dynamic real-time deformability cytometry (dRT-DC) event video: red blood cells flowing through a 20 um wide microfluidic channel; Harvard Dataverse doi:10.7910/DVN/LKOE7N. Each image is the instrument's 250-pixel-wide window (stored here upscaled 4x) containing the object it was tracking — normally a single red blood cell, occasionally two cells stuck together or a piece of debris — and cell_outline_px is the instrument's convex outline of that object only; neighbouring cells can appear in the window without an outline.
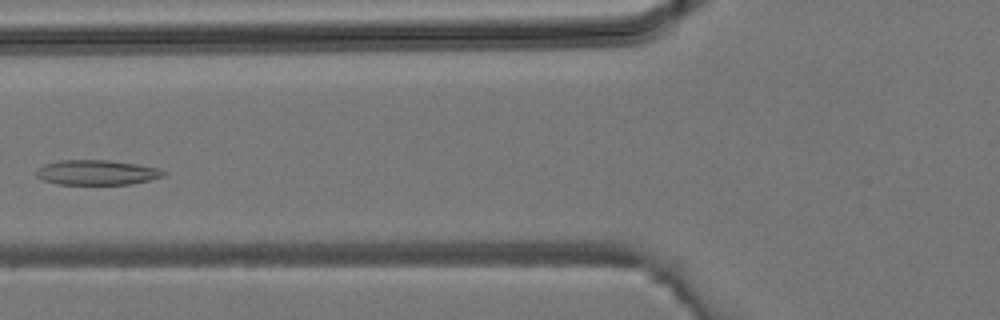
{"species": "common noctule bat (a hibernating species)", "species_latin": "Nyctalus noctula", "temperature_condition": "room temperature", "stored_images_in_passage": 5, "camera_frame_rate_fps": 3000, "um_per_image_px": 0.085, "animal": {"sex": "male", "body_mass_g": 19.2, "forearm_length_mm": 51.8}, "frame": {"image": 1, "passage_image": 5, "time_ms": 1.333, "image_size_px": [1000, 320], "cell_outline_px": [[168, 172], [164, 176], [152, 180], [128, 184], [56, 184], [40, 180], [36, 176], [36, 172], [44, 164], [60, 160], [108, 160], [136, 164], [160, 168]], "centroid_in_image_um": [8.25, 14.66], "position_along_channel_um": 117.6, "area_um2": 18.61}}